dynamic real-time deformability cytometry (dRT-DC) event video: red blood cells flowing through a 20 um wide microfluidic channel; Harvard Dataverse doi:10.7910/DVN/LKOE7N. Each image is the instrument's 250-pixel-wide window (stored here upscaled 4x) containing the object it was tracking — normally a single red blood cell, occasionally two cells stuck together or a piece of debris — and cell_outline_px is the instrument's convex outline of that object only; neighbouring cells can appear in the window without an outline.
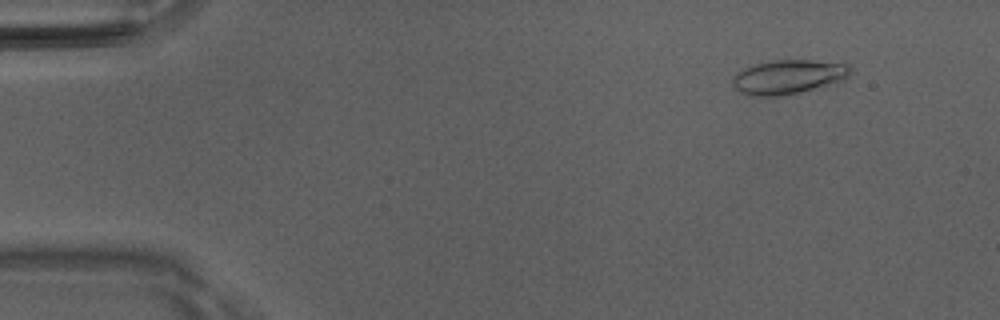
{"species": "Egyptian fruit bat (a non-hibernating species)", "species_latin": "Rousettus aegyptiacus", "temperature_condition": "room temperature", "stored_images_in_passage": 51, "camera_frame_rate_fps": 3000, "um_per_image_px": 0.085, "animal": {"sex": "male"}, "frame": {"image": 1, "passage_image": 6, "time_ms": 1.667, "image_size_px": [1000, 320], "cell_outline_px": [[852, 72], [844, 80], [780, 96], [752, 96], [740, 92], [732, 84], [732, 76], [744, 68], [756, 64], [772, 60], [812, 60], [848, 64], [852, 68]], "centroid_in_image_um": [66.99, 6.52], "position_along_channel_um": 18.0, "area_um2": 23.24}}
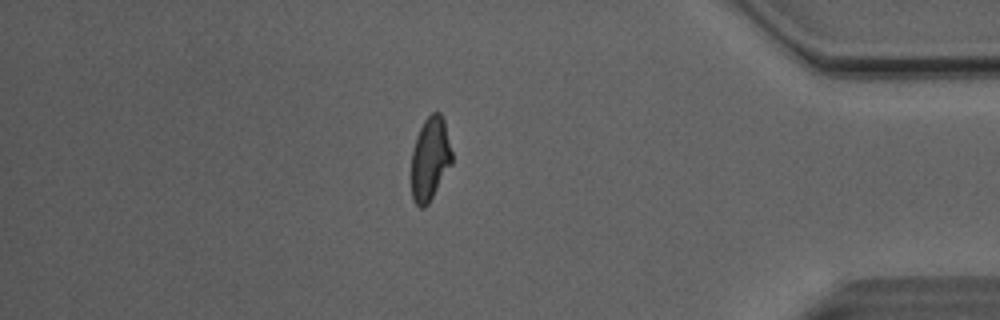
{"frame": {"image": 2, "passage_image": 44, "time_ms": 14.333, "image_size_px": [1000, 320], "cell_outline_px": [[452, 164], [428, 204], [424, 208], [420, 208], [412, 200], [412, 152], [416, 136], [424, 120], [432, 112], [440, 112], [444, 120], [452, 152]], "centroid_in_image_um": [36.56, 13.5], "position_along_channel_um": 398.6, "area_um2": 19.71}}
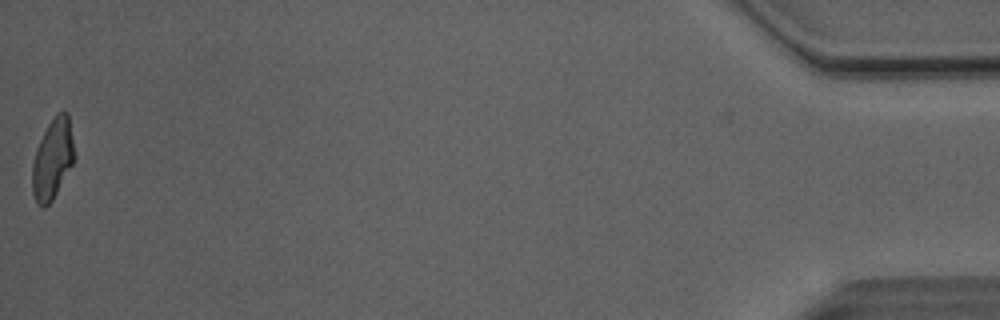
{"frame": {"image": 3, "passage_image": 51, "time_ms": 16.667, "image_size_px": [1000, 320], "cell_outline_px": [[76, 156], [72, 164], [52, 200], [44, 208], [36, 204], [32, 192], [32, 164], [36, 148], [48, 124], [56, 112], [68, 112]], "centroid_in_image_um": [4.47, 13.51], "position_along_channel_um": 430.7, "area_um2": 19.77}, "authors_computed_cell_mechanics": {"area_um2": 20.6924, "velocity_mm_per_s": 4.1118, "shape_relaxation_time_tau1_ms": 4.7209, "shape_relaxation_time_tau2_ms": 2.1059, "deformation_change_tau1": 0.1746, "deformation_change_tau2": 0.0942}}